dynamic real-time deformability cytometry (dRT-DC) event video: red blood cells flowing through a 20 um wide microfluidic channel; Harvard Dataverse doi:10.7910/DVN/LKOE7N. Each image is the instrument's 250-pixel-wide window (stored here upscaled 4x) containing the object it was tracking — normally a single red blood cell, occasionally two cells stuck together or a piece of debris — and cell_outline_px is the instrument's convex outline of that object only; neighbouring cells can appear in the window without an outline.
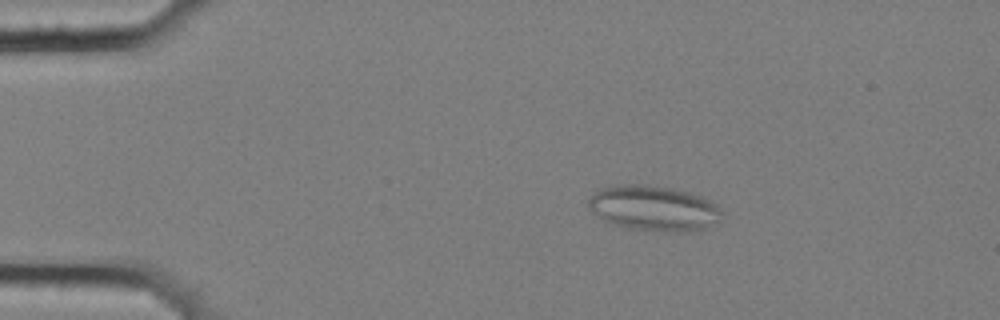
{"species": "common noctule bat (a hibernating species)", "species_latin": "Nyctalus noctula", "temperature_condition": "cold", "stored_images_in_passage": 56, "camera_frame_rate_fps": 3000, "um_per_image_px": 0.085, "animal": {"sex": "female", "body_mass_g": 25.1}, "frame": {"image": 1, "passage_image": 10, "time_ms": 3.0, "image_size_px": [1000, 320], "cell_outline_px": [[724, 212], [716, 220], [704, 228], [696, 232], [672, 232], [628, 228], [604, 220], [592, 212], [588, 208], [588, 200], [600, 188], [616, 184], [644, 184], [672, 188], [688, 192], [700, 196], [716, 204]], "centroid_in_image_um": [55.55, 17.69], "position_along_channel_um": 29.4, "area_um2": 35.08}}
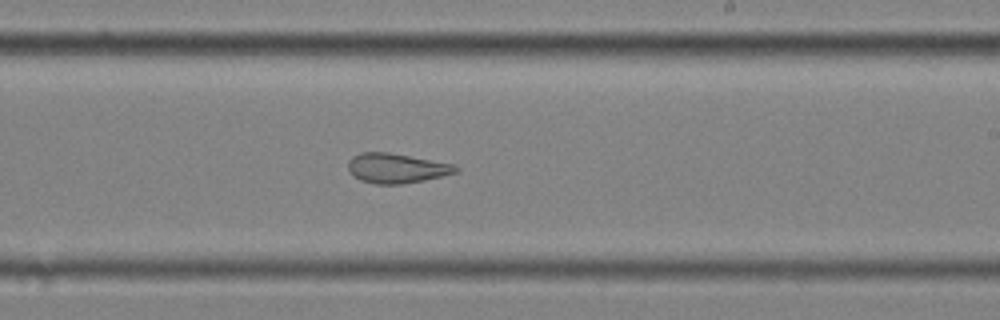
{"frame": {"image": 2, "passage_image": 34, "time_ms": 11.0, "image_size_px": [1000, 320], "cell_outline_px": [[460, 172], [424, 180], [400, 184], [376, 184], [360, 180], [348, 172], [348, 160], [352, 156], [360, 152], [388, 152], [452, 164], [460, 168]], "centroid_in_image_um": [33.67, 14.3], "position_along_channel_um": 255.3, "area_um2": 18.67}}
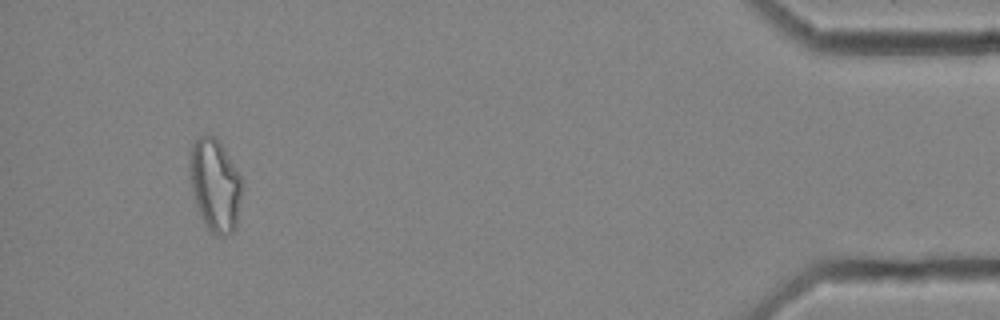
{"frame": {"image": 3, "passage_image": 53, "time_ms": 17.333, "image_size_px": [1000, 320], "cell_outline_px": [[240, 196], [236, 228], [232, 232], [224, 236], [216, 236], [204, 224], [200, 216], [192, 192], [188, 152], [192, 144], [200, 136], [216, 136], [224, 148], [240, 176]], "centroid_in_image_um": [18.24, 15.73], "position_along_channel_um": 417.0, "area_um2": 27.98}, "authors_computed_cell_mechanics": {"area_um2": 25.4609, "velocity_mm_per_s": 3.5757, "shape_relaxation_time_tau1_ms": null, "shape_relaxation_time_tau2_ms": 1.9631, "deformation_change_tau1": null, "deformation_change_tau2": 0.105}}